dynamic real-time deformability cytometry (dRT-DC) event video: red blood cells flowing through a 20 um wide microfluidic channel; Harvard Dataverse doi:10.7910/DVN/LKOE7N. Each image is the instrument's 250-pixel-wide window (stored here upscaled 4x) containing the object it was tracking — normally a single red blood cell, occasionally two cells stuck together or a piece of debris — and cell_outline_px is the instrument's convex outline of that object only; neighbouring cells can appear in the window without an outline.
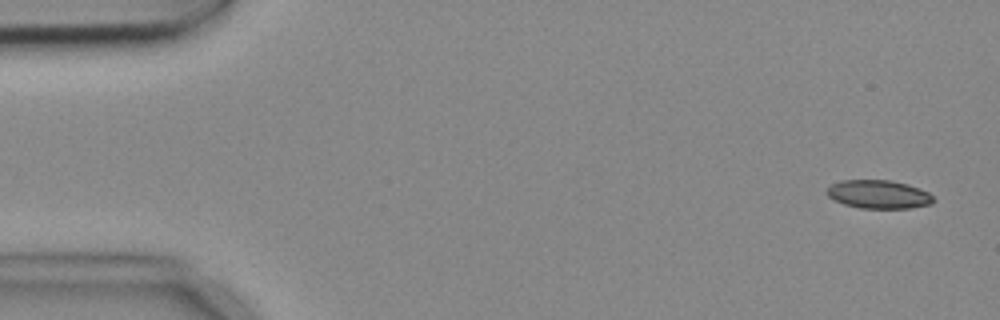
{"species": "common noctule bat (a hibernating species)", "species_latin": "Nyctalus noctula", "temperature_condition": "cold", "stored_images_in_passage": 6, "camera_frame_rate_fps": 3000, "um_per_image_px": 0.085, "animal": {"sex": "female", "body_mass_g": 18.4}, "frame": {"image": 1, "passage_image": 1, "time_ms": 0.0, "image_size_px": [1000, 320], "cell_outline_px": [[936, 200], [932, 204], [912, 208], [860, 208], [844, 204], [828, 196], [828, 188], [832, 184], [844, 180], [888, 180], [908, 184], [928, 192]], "centroid_in_image_um": [74.73, 16.52], "position_along_channel_um": 10.3, "area_um2": 17.51}}
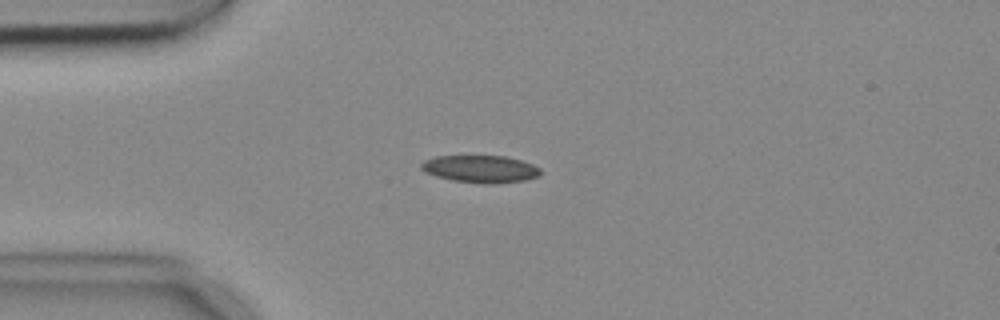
{"frame": {"image": 2, "passage_image": 4, "time_ms": 1.0, "image_size_px": [1000, 320], "cell_outline_px": [[540, 172], [536, 176], [524, 180], [496, 184], [484, 184], [452, 180], [436, 176], [420, 168], [420, 164], [424, 160], [436, 156], [504, 156], [520, 160], [532, 164], [540, 168]], "centroid_in_image_um": [40.82, 14.36], "position_along_channel_um": 44.2, "area_um2": 18.84}}